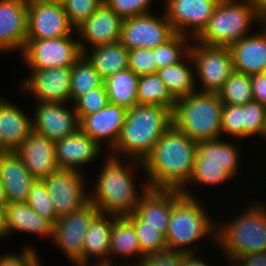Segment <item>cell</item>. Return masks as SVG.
<instances>
[{
  "label": "cell",
  "instance_id": "6da1fadb",
  "mask_svg": "<svg viewBox=\"0 0 266 266\" xmlns=\"http://www.w3.org/2000/svg\"><path fill=\"white\" fill-rule=\"evenodd\" d=\"M197 144L172 123L142 162L151 179L147 187L181 191L190 181Z\"/></svg>",
  "mask_w": 266,
  "mask_h": 266
},
{
  "label": "cell",
  "instance_id": "7a4b0ae2",
  "mask_svg": "<svg viewBox=\"0 0 266 266\" xmlns=\"http://www.w3.org/2000/svg\"><path fill=\"white\" fill-rule=\"evenodd\" d=\"M172 125V111L160 105L136 104L127 109L120 137L114 147L132 155L134 160H143L154 145Z\"/></svg>",
  "mask_w": 266,
  "mask_h": 266
},
{
  "label": "cell",
  "instance_id": "3957f363",
  "mask_svg": "<svg viewBox=\"0 0 266 266\" xmlns=\"http://www.w3.org/2000/svg\"><path fill=\"white\" fill-rule=\"evenodd\" d=\"M222 109L217 93L194 92L177 100L172 123L196 142L215 140L221 133Z\"/></svg>",
  "mask_w": 266,
  "mask_h": 266
},
{
  "label": "cell",
  "instance_id": "277c9868",
  "mask_svg": "<svg viewBox=\"0 0 266 266\" xmlns=\"http://www.w3.org/2000/svg\"><path fill=\"white\" fill-rule=\"evenodd\" d=\"M254 17L263 20L264 12L252 0H219L207 26L196 38L203 45L230 47L247 36Z\"/></svg>",
  "mask_w": 266,
  "mask_h": 266
},
{
  "label": "cell",
  "instance_id": "5b68a950",
  "mask_svg": "<svg viewBox=\"0 0 266 266\" xmlns=\"http://www.w3.org/2000/svg\"><path fill=\"white\" fill-rule=\"evenodd\" d=\"M110 157L98 179L95 197L89 198L100 214L123 217L136 212L139 197L135 192L130 169Z\"/></svg>",
  "mask_w": 266,
  "mask_h": 266
},
{
  "label": "cell",
  "instance_id": "8992f818",
  "mask_svg": "<svg viewBox=\"0 0 266 266\" xmlns=\"http://www.w3.org/2000/svg\"><path fill=\"white\" fill-rule=\"evenodd\" d=\"M180 192L182 195L172 205L165 240L168 250L194 254L192 250L183 249L181 246L189 245L201 236L212 233L215 227L193 195L184 189Z\"/></svg>",
  "mask_w": 266,
  "mask_h": 266
},
{
  "label": "cell",
  "instance_id": "52a82bcc",
  "mask_svg": "<svg viewBox=\"0 0 266 266\" xmlns=\"http://www.w3.org/2000/svg\"><path fill=\"white\" fill-rule=\"evenodd\" d=\"M262 206L252 207L247 213L224 225L216 240L236 260L242 255L266 252V211ZM221 232V233H220ZM223 243V244H222Z\"/></svg>",
  "mask_w": 266,
  "mask_h": 266
},
{
  "label": "cell",
  "instance_id": "ba28073f",
  "mask_svg": "<svg viewBox=\"0 0 266 266\" xmlns=\"http://www.w3.org/2000/svg\"><path fill=\"white\" fill-rule=\"evenodd\" d=\"M230 143L202 140L197 144V154L190 181L218 184L237 171L238 151Z\"/></svg>",
  "mask_w": 266,
  "mask_h": 266
},
{
  "label": "cell",
  "instance_id": "9c48e42d",
  "mask_svg": "<svg viewBox=\"0 0 266 266\" xmlns=\"http://www.w3.org/2000/svg\"><path fill=\"white\" fill-rule=\"evenodd\" d=\"M84 44L71 36L27 40L23 56L31 69L72 67L85 53Z\"/></svg>",
  "mask_w": 266,
  "mask_h": 266
},
{
  "label": "cell",
  "instance_id": "30bf717a",
  "mask_svg": "<svg viewBox=\"0 0 266 266\" xmlns=\"http://www.w3.org/2000/svg\"><path fill=\"white\" fill-rule=\"evenodd\" d=\"M188 56L194 61L197 74L204 84L205 89L201 92L218 93L235 71L229 47L195 45V48L190 47Z\"/></svg>",
  "mask_w": 266,
  "mask_h": 266
},
{
  "label": "cell",
  "instance_id": "8fae6325",
  "mask_svg": "<svg viewBox=\"0 0 266 266\" xmlns=\"http://www.w3.org/2000/svg\"><path fill=\"white\" fill-rule=\"evenodd\" d=\"M72 29L62 3L28 0L27 40L66 37Z\"/></svg>",
  "mask_w": 266,
  "mask_h": 266
},
{
  "label": "cell",
  "instance_id": "7c38bea8",
  "mask_svg": "<svg viewBox=\"0 0 266 266\" xmlns=\"http://www.w3.org/2000/svg\"><path fill=\"white\" fill-rule=\"evenodd\" d=\"M98 214V209L89 202L80 210L59 218L53 225V239L78 266H83L84 237Z\"/></svg>",
  "mask_w": 266,
  "mask_h": 266
},
{
  "label": "cell",
  "instance_id": "4fadbf2b",
  "mask_svg": "<svg viewBox=\"0 0 266 266\" xmlns=\"http://www.w3.org/2000/svg\"><path fill=\"white\" fill-rule=\"evenodd\" d=\"M175 34L171 24L149 13L123 19L120 42L128 49H154Z\"/></svg>",
  "mask_w": 266,
  "mask_h": 266
},
{
  "label": "cell",
  "instance_id": "5bb4252c",
  "mask_svg": "<svg viewBox=\"0 0 266 266\" xmlns=\"http://www.w3.org/2000/svg\"><path fill=\"white\" fill-rule=\"evenodd\" d=\"M53 203L57 218L80 210L89 203L78 171L58 170L42 180Z\"/></svg>",
  "mask_w": 266,
  "mask_h": 266
},
{
  "label": "cell",
  "instance_id": "9a60e30c",
  "mask_svg": "<svg viewBox=\"0 0 266 266\" xmlns=\"http://www.w3.org/2000/svg\"><path fill=\"white\" fill-rule=\"evenodd\" d=\"M15 153L36 180H43L60 170L56 160L54 142L34 131Z\"/></svg>",
  "mask_w": 266,
  "mask_h": 266
},
{
  "label": "cell",
  "instance_id": "2e32d148",
  "mask_svg": "<svg viewBox=\"0 0 266 266\" xmlns=\"http://www.w3.org/2000/svg\"><path fill=\"white\" fill-rule=\"evenodd\" d=\"M219 0H168L167 20L175 33L185 35V26L197 37L207 26Z\"/></svg>",
  "mask_w": 266,
  "mask_h": 266
},
{
  "label": "cell",
  "instance_id": "e0dca14e",
  "mask_svg": "<svg viewBox=\"0 0 266 266\" xmlns=\"http://www.w3.org/2000/svg\"><path fill=\"white\" fill-rule=\"evenodd\" d=\"M31 79L23 87L32 91L41 103H64L70 99L71 67L32 69Z\"/></svg>",
  "mask_w": 266,
  "mask_h": 266
},
{
  "label": "cell",
  "instance_id": "ac0fdd59",
  "mask_svg": "<svg viewBox=\"0 0 266 266\" xmlns=\"http://www.w3.org/2000/svg\"><path fill=\"white\" fill-rule=\"evenodd\" d=\"M33 131L56 142L73 135L79 128L77 113L66 110L62 103H38Z\"/></svg>",
  "mask_w": 266,
  "mask_h": 266
},
{
  "label": "cell",
  "instance_id": "d6986e66",
  "mask_svg": "<svg viewBox=\"0 0 266 266\" xmlns=\"http://www.w3.org/2000/svg\"><path fill=\"white\" fill-rule=\"evenodd\" d=\"M140 196L136 214L144 221V226L157 228L166 236L172 205L182 195L178 190L150 189L145 187Z\"/></svg>",
  "mask_w": 266,
  "mask_h": 266
},
{
  "label": "cell",
  "instance_id": "ffe728a7",
  "mask_svg": "<svg viewBox=\"0 0 266 266\" xmlns=\"http://www.w3.org/2000/svg\"><path fill=\"white\" fill-rule=\"evenodd\" d=\"M27 14L28 0H0V50L24 49Z\"/></svg>",
  "mask_w": 266,
  "mask_h": 266
},
{
  "label": "cell",
  "instance_id": "44dd1931",
  "mask_svg": "<svg viewBox=\"0 0 266 266\" xmlns=\"http://www.w3.org/2000/svg\"><path fill=\"white\" fill-rule=\"evenodd\" d=\"M123 19L104 2L76 29L93 47L117 43L121 40Z\"/></svg>",
  "mask_w": 266,
  "mask_h": 266
},
{
  "label": "cell",
  "instance_id": "7402d4cb",
  "mask_svg": "<svg viewBox=\"0 0 266 266\" xmlns=\"http://www.w3.org/2000/svg\"><path fill=\"white\" fill-rule=\"evenodd\" d=\"M126 114V108L108 103L100 111L84 116L79 121V126L98 145L100 140L107 137L114 148L120 137Z\"/></svg>",
  "mask_w": 266,
  "mask_h": 266
},
{
  "label": "cell",
  "instance_id": "603a6c76",
  "mask_svg": "<svg viewBox=\"0 0 266 266\" xmlns=\"http://www.w3.org/2000/svg\"><path fill=\"white\" fill-rule=\"evenodd\" d=\"M35 180L15 152H0V183L8 203L26 202Z\"/></svg>",
  "mask_w": 266,
  "mask_h": 266
},
{
  "label": "cell",
  "instance_id": "cb8c5ba5",
  "mask_svg": "<svg viewBox=\"0 0 266 266\" xmlns=\"http://www.w3.org/2000/svg\"><path fill=\"white\" fill-rule=\"evenodd\" d=\"M56 160L61 170L77 171L76 167L93 160L99 151L98 145L80 128L70 136L54 142Z\"/></svg>",
  "mask_w": 266,
  "mask_h": 266
},
{
  "label": "cell",
  "instance_id": "d4e9b609",
  "mask_svg": "<svg viewBox=\"0 0 266 266\" xmlns=\"http://www.w3.org/2000/svg\"><path fill=\"white\" fill-rule=\"evenodd\" d=\"M229 48L235 71L249 76L266 73V32L247 35Z\"/></svg>",
  "mask_w": 266,
  "mask_h": 266
},
{
  "label": "cell",
  "instance_id": "484cf974",
  "mask_svg": "<svg viewBox=\"0 0 266 266\" xmlns=\"http://www.w3.org/2000/svg\"><path fill=\"white\" fill-rule=\"evenodd\" d=\"M32 123L20 109L0 100V152H15L33 131Z\"/></svg>",
  "mask_w": 266,
  "mask_h": 266
},
{
  "label": "cell",
  "instance_id": "4316f807",
  "mask_svg": "<svg viewBox=\"0 0 266 266\" xmlns=\"http://www.w3.org/2000/svg\"><path fill=\"white\" fill-rule=\"evenodd\" d=\"M7 234L13 229L18 231L52 236L53 224L41 217L26 202L6 205Z\"/></svg>",
  "mask_w": 266,
  "mask_h": 266
},
{
  "label": "cell",
  "instance_id": "83f0119b",
  "mask_svg": "<svg viewBox=\"0 0 266 266\" xmlns=\"http://www.w3.org/2000/svg\"><path fill=\"white\" fill-rule=\"evenodd\" d=\"M140 76L129 68L104 79L109 103L130 109L138 104L137 91Z\"/></svg>",
  "mask_w": 266,
  "mask_h": 266
},
{
  "label": "cell",
  "instance_id": "f1b7e54d",
  "mask_svg": "<svg viewBox=\"0 0 266 266\" xmlns=\"http://www.w3.org/2000/svg\"><path fill=\"white\" fill-rule=\"evenodd\" d=\"M94 49L91 56L86 55V52L84 55L103 79L128 68L129 50L120 41L97 46Z\"/></svg>",
  "mask_w": 266,
  "mask_h": 266
},
{
  "label": "cell",
  "instance_id": "f546056e",
  "mask_svg": "<svg viewBox=\"0 0 266 266\" xmlns=\"http://www.w3.org/2000/svg\"><path fill=\"white\" fill-rule=\"evenodd\" d=\"M105 219L104 214L99 213L89 225L83 243V266H86L87 258L90 255L101 259L105 254H110V234L113 221Z\"/></svg>",
  "mask_w": 266,
  "mask_h": 266
},
{
  "label": "cell",
  "instance_id": "4dcf8cb0",
  "mask_svg": "<svg viewBox=\"0 0 266 266\" xmlns=\"http://www.w3.org/2000/svg\"><path fill=\"white\" fill-rule=\"evenodd\" d=\"M137 99L138 104L160 105L172 112L177 102L157 73L140 76Z\"/></svg>",
  "mask_w": 266,
  "mask_h": 266
},
{
  "label": "cell",
  "instance_id": "1f68e13d",
  "mask_svg": "<svg viewBox=\"0 0 266 266\" xmlns=\"http://www.w3.org/2000/svg\"><path fill=\"white\" fill-rule=\"evenodd\" d=\"M110 252L113 254L142 256L141 247L137 239L133 224L125 217H115L110 234Z\"/></svg>",
  "mask_w": 266,
  "mask_h": 266
},
{
  "label": "cell",
  "instance_id": "d6a6232c",
  "mask_svg": "<svg viewBox=\"0 0 266 266\" xmlns=\"http://www.w3.org/2000/svg\"><path fill=\"white\" fill-rule=\"evenodd\" d=\"M103 83L104 79L83 54L71 67L70 98L76 101L80 96L100 87Z\"/></svg>",
  "mask_w": 266,
  "mask_h": 266
},
{
  "label": "cell",
  "instance_id": "836d02e7",
  "mask_svg": "<svg viewBox=\"0 0 266 266\" xmlns=\"http://www.w3.org/2000/svg\"><path fill=\"white\" fill-rule=\"evenodd\" d=\"M157 75L176 100L194 93L193 73L183 62L161 68Z\"/></svg>",
  "mask_w": 266,
  "mask_h": 266
},
{
  "label": "cell",
  "instance_id": "e575fe53",
  "mask_svg": "<svg viewBox=\"0 0 266 266\" xmlns=\"http://www.w3.org/2000/svg\"><path fill=\"white\" fill-rule=\"evenodd\" d=\"M223 104L245 105L253 102V91L250 76L234 71L218 91Z\"/></svg>",
  "mask_w": 266,
  "mask_h": 266
},
{
  "label": "cell",
  "instance_id": "d590c367",
  "mask_svg": "<svg viewBox=\"0 0 266 266\" xmlns=\"http://www.w3.org/2000/svg\"><path fill=\"white\" fill-rule=\"evenodd\" d=\"M134 226L142 256L168 250L165 236L157 228L144 226V221L134 212L125 216Z\"/></svg>",
  "mask_w": 266,
  "mask_h": 266
},
{
  "label": "cell",
  "instance_id": "8d00e7d4",
  "mask_svg": "<svg viewBox=\"0 0 266 266\" xmlns=\"http://www.w3.org/2000/svg\"><path fill=\"white\" fill-rule=\"evenodd\" d=\"M185 38V35L175 33L165 43L160 44L153 49V54H155V63L158 70L181 62L182 58H184L182 56L184 54L183 52H185L186 55L189 54L190 47L188 48L184 45L186 40ZM182 47L186 48L181 49Z\"/></svg>",
  "mask_w": 266,
  "mask_h": 266
},
{
  "label": "cell",
  "instance_id": "74e56055",
  "mask_svg": "<svg viewBox=\"0 0 266 266\" xmlns=\"http://www.w3.org/2000/svg\"><path fill=\"white\" fill-rule=\"evenodd\" d=\"M26 203L41 217L46 218L53 225L57 222L58 218L53 203L42 180H35L31 185Z\"/></svg>",
  "mask_w": 266,
  "mask_h": 266
},
{
  "label": "cell",
  "instance_id": "f35d334b",
  "mask_svg": "<svg viewBox=\"0 0 266 266\" xmlns=\"http://www.w3.org/2000/svg\"><path fill=\"white\" fill-rule=\"evenodd\" d=\"M75 103L74 110L79 121L84 116L94 114L103 109L109 103L104 83L100 87L89 90L85 95L80 96Z\"/></svg>",
  "mask_w": 266,
  "mask_h": 266
},
{
  "label": "cell",
  "instance_id": "ab89813d",
  "mask_svg": "<svg viewBox=\"0 0 266 266\" xmlns=\"http://www.w3.org/2000/svg\"><path fill=\"white\" fill-rule=\"evenodd\" d=\"M103 3V0H65L62 2L70 24L76 29Z\"/></svg>",
  "mask_w": 266,
  "mask_h": 266
},
{
  "label": "cell",
  "instance_id": "60d3db41",
  "mask_svg": "<svg viewBox=\"0 0 266 266\" xmlns=\"http://www.w3.org/2000/svg\"><path fill=\"white\" fill-rule=\"evenodd\" d=\"M128 68L138 76L156 74L158 69L153 49L142 47L129 50Z\"/></svg>",
  "mask_w": 266,
  "mask_h": 266
},
{
  "label": "cell",
  "instance_id": "b9f144b4",
  "mask_svg": "<svg viewBox=\"0 0 266 266\" xmlns=\"http://www.w3.org/2000/svg\"><path fill=\"white\" fill-rule=\"evenodd\" d=\"M221 132L236 137H244L243 105L223 104Z\"/></svg>",
  "mask_w": 266,
  "mask_h": 266
},
{
  "label": "cell",
  "instance_id": "7bdbcfd3",
  "mask_svg": "<svg viewBox=\"0 0 266 266\" xmlns=\"http://www.w3.org/2000/svg\"><path fill=\"white\" fill-rule=\"evenodd\" d=\"M266 116V106L259 102H250L243 105L244 137L263 133Z\"/></svg>",
  "mask_w": 266,
  "mask_h": 266
},
{
  "label": "cell",
  "instance_id": "ee69618b",
  "mask_svg": "<svg viewBox=\"0 0 266 266\" xmlns=\"http://www.w3.org/2000/svg\"><path fill=\"white\" fill-rule=\"evenodd\" d=\"M152 0H103L122 19L147 14V7Z\"/></svg>",
  "mask_w": 266,
  "mask_h": 266
},
{
  "label": "cell",
  "instance_id": "f6af8a7d",
  "mask_svg": "<svg viewBox=\"0 0 266 266\" xmlns=\"http://www.w3.org/2000/svg\"><path fill=\"white\" fill-rule=\"evenodd\" d=\"M185 253L165 250L147 255L137 266H181Z\"/></svg>",
  "mask_w": 266,
  "mask_h": 266
},
{
  "label": "cell",
  "instance_id": "bcb514c9",
  "mask_svg": "<svg viewBox=\"0 0 266 266\" xmlns=\"http://www.w3.org/2000/svg\"><path fill=\"white\" fill-rule=\"evenodd\" d=\"M22 255L7 254L0 258V266H38V257L32 249H25Z\"/></svg>",
  "mask_w": 266,
  "mask_h": 266
},
{
  "label": "cell",
  "instance_id": "7dc6e473",
  "mask_svg": "<svg viewBox=\"0 0 266 266\" xmlns=\"http://www.w3.org/2000/svg\"><path fill=\"white\" fill-rule=\"evenodd\" d=\"M253 91V100L266 106V73L250 76Z\"/></svg>",
  "mask_w": 266,
  "mask_h": 266
},
{
  "label": "cell",
  "instance_id": "c3c4849f",
  "mask_svg": "<svg viewBox=\"0 0 266 266\" xmlns=\"http://www.w3.org/2000/svg\"><path fill=\"white\" fill-rule=\"evenodd\" d=\"M243 261L242 265L238 266H266V252H258L247 255H242L236 261ZM237 266V264L235 265Z\"/></svg>",
  "mask_w": 266,
  "mask_h": 266
},
{
  "label": "cell",
  "instance_id": "681fc988",
  "mask_svg": "<svg viewBox=\"0 0 266 266\" xmlns=\"http://www.w3.org/2000/svg\"><path fill=\"white\" fill-rule=\"evenodd\" d=\"M181 266H208L198 258H195L193 254H185Z\"/></svg>",
  "mask_w": 266,
  "mask_h": 266
},
{
  "label": "cell",
  "instance_id": "f907efd6",
  "mask_svg": "<svg viewBox=\"0 0 266 266\" xmlns=\"http://www.w3.org/2000/svg\"><path fill=\"white\" fill-rule=\"evenodd\" d=\"M7 236L6 207H0V237Z\"/></svg>",
  "mask_w": 266,
  "mask_h": 266
},
{
  "label": "cell",
  "instance_id": "816d5d0a",
  "mask_svg": "<svg viewBox=\"0 0 266 266\" xmlns=\"http://www.w3.org/2000/svg\"><path fill=\"white\" fill-rule=\"evenodd\" d=\"M8 200L3 185L0 183V207H6Z\"/></svg>",
  "mask_w": 266,
  "mask_h": 266
},
{
  "label": "cell",
  "instance_id": "f5cc1de1",
  "mask_svg": "<svg viewBox=\"0 0 266 266\" xmlns=\"http://www.w3.org/2000/svg\"><path fill=\"white\" fill-rule=\"evenodd\" d=\"M255 4L259 5L264 14H266V0H252Z\"/></svg>",
  "mask_w": 266,
  "mask_h": 266
},
{
  "label": "cell",
  "instance_id": "db71d44e",
  "mask_svg": "<svg viewBox=\"0 0 266 266\" xmlns=\"http://www.w3.org/2000/svg\"><path fill=\"white\" fill-rule=\"evenodd\" d=\"M101 262H99L97 265L95 266H111V263L109 262V260L107 259H101Z\"/></svg>",
  "mask_w": 266,
  "mask_h": 266
},
{
  "label": "cell",
  "instance_id": "11a10c76",
  "mask_svg": "<svg viewBox=\"0 0 266 266\" xmlns=\"http://www.w3.org/2000/svg\"><path fill=\"white\" fill-rule=\"evenodd\" d=\"M265 136L266 137V116H265V121H264V127H263V133H262V136Z\"/></svg>",
  "mask_w": 266,
  "mask_h": 266
},
{
  "label": "cell",
  "instance_id": "9f6ffc18",
  "mask_svg": "<svg viewBox=\"0 0 266 266\" xmlns=\"http://www.w3.org/2000/svg\"><path fill=\"white\" fill-rule=\"evenodd\" d=\"M45 1H50V2H59V3H62L63 1L65 0H45Z\"/></svg>",
  "mask_w": 266,
  "mask_h": 266
},
{
  "label": "cell",
  "instance_id": "6f0895ef",
  "mask_svg": "<svg viewBox=\"0 0 266 266\" xmlns=\"http://www.w3.org/2000/svg\"><path fill=\"white\" fill-rule=\"evenodd\" d=\"M263 20H264V22L266 23V14H264V19H263Z\"/></svg>",
  "mask_w": 266,
  "mask_h": 266
}]
</instances>
